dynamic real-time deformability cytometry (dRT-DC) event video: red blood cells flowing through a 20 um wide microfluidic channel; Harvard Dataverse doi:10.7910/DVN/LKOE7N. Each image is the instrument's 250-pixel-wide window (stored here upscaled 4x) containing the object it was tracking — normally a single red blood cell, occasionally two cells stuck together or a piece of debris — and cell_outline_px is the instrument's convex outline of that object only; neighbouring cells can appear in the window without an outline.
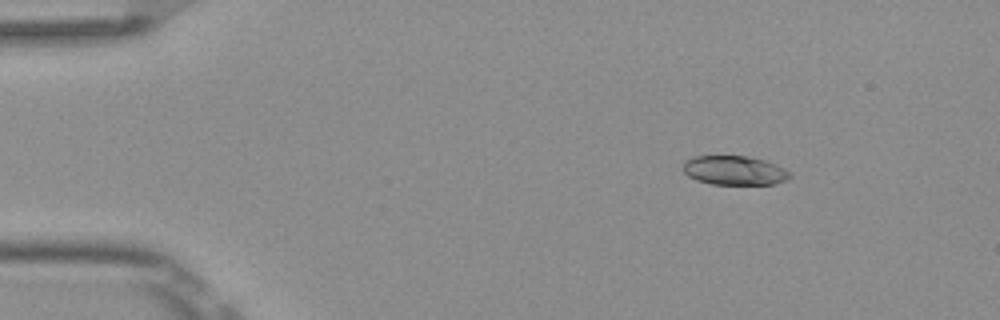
{"species": "Egyptian fruit bat (a non-hibernating species)", "species_latin": "Rousettus aegyptiacus", "temperature_condition": "room temperature", "stored_images_in_passage": 3, "camera_frame_rate_fps": 3000, "um_per_image_px": 0.085, "frame": {"image": 1, "passage_image": 1, "time_ms": 0.0, "image_size_px": [1000, 320], "cell_outline_px": [[792, 176], [776, 184], [712, 184], [696, 180], [688, 176], [684, 172], [684, 160], [692, 156], [748, 156], [764, 160], [776, 164], [788, 172]], "centroid_in_image_um": [62.39, 14.48], "position_along_channel_um": 22.6, "area_um2": 18.09}}